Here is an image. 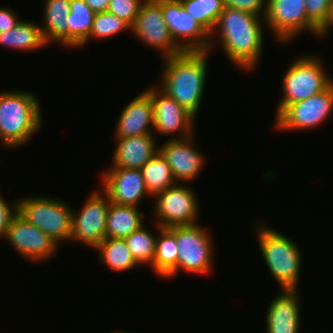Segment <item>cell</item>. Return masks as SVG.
<instances>
[{
	"label": "cell",
	"instance_id": "1f68e13d",
	"mask_svg": "<svg viewBox=\"0 0 333 333\" xmlns=\"http://www.w3.org/2000/svg\"><path fill=\"white\" fill-rule=\"evenodd\" d=\"M308 19L320 30L328 21L332 0H305Z\"/></svg>",
	"mask_w": 333,
	"mask_h": 333
},
{
	"label": "cell",
	"instance_id": "4fadbf2b",
	"mask_svg": "<svg viewBox=\"0 0 333 333\" xmlns=\"http://www.w3.org/2000/svg\"><path fill=\"white\" fill-rule=\"evenodd\" d=\"M22 258L38 264L52 259L59 246L38 227L33 226L17 213L2 237Z\"/></svg>",
	"mask_w": 333,
	"mask_h": 333
},
{
	"label": "cell",
	"instance_id": "6da1fadb",
	"mask_svg": "<svg viewBox=\"0 0 333 333\" xmlns=\"http://www.w3.org/2000/svg\"><path fill=\"white\" fill-rule=\"evenodd\" d=\"M264 18L247 11L225 7L210 34L209 51L219 44L225 57H228L234 66L244 72L254 71L263 54Z\"/></svg>",
	"mask_w": 333,
	"mask_h": 333
},
{
	"label": "cell",
	"instance_id": "d4e9b609",
	"mask_svg": "<svg viewBox=\"0 0 333 333\" xmlns=\"http://www.w3.org/2000/svg\"><path fill=\"white\" fill-rule=\"evenodd\" d=\"M99 262L114 272L135 270L140 266L133 258L125 239L105 238L96 248Z\"/></svg>",
	"mask_w": 333,
	"mask_h": 333
},
{
	"label": "cell",
	"instance_id": "7c38bea8",
	"mask_svg": "<svg viewBox=\"0 0 333 333\" xmlns=\"http://www.w3.org/2000/svg\"><path fill=\"white\" fill-rule=\"evenodd\" d=\"M135 39L159 51L162 58L178 55L183 51L173 41L161 12V1L145 0L135 24L131 28Z\"/></svg>",
	"mask_w": 333,
	"mask_h": 333
},
{
	"label": "cell",
	"instance_id": "ba28073f",
	"mask_svg": "<svg viewBox=\"0 0 333 333\" xmlns=\"http://www.w3.org/2000/svg\"><path fill=\"white\" fill-rule=\"evenodd\" d=\"M264 20L278 43H291L303 32L320 38V30L307 17L305 0H267Z\"/></svg>",
	"mask_w": 333,
	"mask_h": 333
},
{
	"label": "cell",
	"instance_id": "8fae6325",
	"mask_svg": "<svg viewBox=\"0 0 333 333\" xmlns=\"http://www.w3.org/2000/svg\"><path fill=\"white\" fill-rule=\"evenodd\" d=\"M87 197L79 211H72L70 242L83 243L95 250L106 238V220L110 203L101 190H95Z\"/></svg>",
	"mask_w": 333,
	"mask_h": 333
},
{
	"label": "cell",
	"instance_id": "5b68a950",
	"mask_svg": "<svg viewBox=\"0 0 333 333\" xmlns=\"http://www.w3.org/2000/svg\"><path fill=\"white\" fill-rule=\"evenodd\" d=\"M317 56L300 55L287 65L281 82L284 96L277 104L275 118L288 105L316 95L333 83V78Z\"/></svg>",
	"mask_w": 333,
	"mask_h": 333
},
{
	"label": "cell",
	"instance_id": "f1b7e54d",
	"mask_svg": "<svg viewBox=\"0 0 333 333\" xmlns=\"http://www.w3.org/2000/svg\"><path fill=\"white\" fill-rule=\"evenodd\" d=\"M156 233L143 225L139 230L127 236L125 242L133 258L139 265H152L156 249Z\"/></svg>",
	"mask_w": 333,
	"mask_h": 333
},
{
	"label": "cell",
	"instance_id": "4dcf8cb0",
	"mask_svg": "<svg viewBox=\"0 0 333 333\" xmlns=\"http://www.w3.org/2000/svg\"><path fill=\"white\" fill-rule=\"evenodd\" d=\"M145 0H110L107 12L124 20L131 28Z\"/></svg>",
	"mask_w": 333,
	"mask_h": 333
},
{
	"label": "cell",
	"instance_id": "8992f818",
	"mask_svg": "<svg viewBox=\"0 0 333 333\" xmlns=\"http://www.w3.org/2000/svg\"><path fill=\"white\" fill-rule=\"evenodd\" d=\"M18 213L46 233L59 247L70 242L73 208L57 198L34 195L18 198Z\"/></svg>",
	"mask_w": 333,
	"mask_h": 333
},
{
	"label": "cell",
	"instance_id": "52a82bcc",
	"mask_svg": "<svg viewBox=\"0 0 333 333\" xmlns=\"http://www.w3.org/2000/svg\"><path fill=\"white\" fill-rule=\"evenodd\" d=\"M207 230L198 223L175 226V239L179 250L177 274L182 271L186 274L210 275L215 253L212 236Z\"/></svg>",
	"mask_w": 333,
	"mask_h": 333
},
{
	"label": "cell",
	"instance_id": "d6a6232c",
	"mask_svg": "<svg viewBox=\"0 0 333 333\" xmlns=\"http://www.w3.org/2000/svg\"><path fill=\"white\" fill-rule=\"evenodd\" d=\"M225 7L250 12L260 17H265L267 0H224Z\"/></svg>",
	"mask_w": 333,
	"mask_h": 333
},
{
	"label": "cell",
	"instance_id": "277c9868",
	"mask_svg": "<svg viewBox=\"0 0 333 333\" xmlns=\"http://www.w3.org/2000/svg\"><path fill=\"white\" fill-rule=\"evenodd\" d=\"M259 250L266 267L280 289L298 290L302 252L294 240L267 226L262 221L256 224Z\"/></svg>",
	"mask_w": 333,
	"mask_h": 333
},
{
	"label": "cell",
	"instance_id": "ffe728a7",
	"mask_svg": "<svg viewBox=\"0 0 333 333\" xmlns=\"http://www.w3.org/2000/svg\"><path fill=\"white\" fill-rule=\"evenodd\" d=\"M155 134L137 137L115 138L110 168L141 169L143 165L159 152Z\"/></svg>",
	"mask_w": 333,
	"mask_h": 333
},
{
	"label": "cell",
	"instance_id": "3957f363",
	"mask_svg": "<svg viewBox=\"0 0 333 333\" xmlns=\"http://www.w3.org/2000/svg\"><path fill=\"white\" fill-rule=\"evenodd\" d=\"M40 107L38 96L33 92L0 91V143L3 147L18 149L30 141L44 124Z\"/></svg>",
	"mask_w": 333,
	"mask_h": 333
},
{
	"label": "cell",
	"instance_id": "5bb4252c",
	"mask_svg": "<svg viewBox=\"0 0 333 333\" xmlns=\"http://www.w3.org/2000/svg\"><path fill=\"white\" fill-rule=\"evenodd\" d=\"M161 12L173 41L182 51H209L210 34L181 2L161 1Z\"/></svg>",
	"mask_w": 333,
	"mask_h": 333
},
{
	"label": "cell",
	"instance_id": "e575fe53",
	"mask_svg": "<svg viewBox=\"0 0 333 333\" xmlns=\"http://www.w3.org/2000/svg\"><path fill=\"white\" fill-rule=\"evenodd\" d=\"M12 10L3 6L0 8V33L14 28L21 20Z\"/></svg>",
	"mask_w": 333,
	"mask_h": 333
},
{
	"label": "cell",
	"instance_id": "83f0119b",
	"mask_svg": "<svg viewBox=\"0 0 333 333\" xmlns=\"http://www.w3.org/2000/svg\"><path fill=\"white\" fill-rule=\"evenodd\" d=\"M183 8L211 34L221 12L224 0H183Z\"/></svg>",
	"mask_w": 333,
	"mask_h": 333
},
{
	"label": "cell",
	"instance_id": "603a6c76",
	"mask_svg": "<svg viewBox=\"0 0 333 333\" xmlns=\"http://www.w3.org/2000/svg\"><path fill=\"white\" fill-rule=\"evenodd\" d=\"M140 207L109 204L106 220V238L124 239L143 225L145 214Z\"/></svg>",
	"mask_w": 333,
	"mask_h": 333
},
{
	"label": "cell",
	"instance_id": "4316f807",
	"mask_svg": "<svg viewBox=\"0 0 333 333\" xmlns=\"http://www.w3.org/2000/svg\"><path fill=\"white\" fill-rule=\"evenodd\" d=\"M148 193L154 197L177 184L166 159L158 152L141 168Z\"/></svg>",
	"mask_w": 333,
	"mask_h": 333
},
{
	"label": "cell",
	"instance_id": "d6986e66",
	"mask_svg": "<svg viewBox=\"0 0 333 333\" xmlns=\"http://www.w3.org/2000/svg\"><path fill=\"white\" fill-rule=\"evenodd\" d=\"M116 123L115 138L137 137L153 133L154 112L150 86L128 102Z\"/></svg>",
	"mask_w": 333,
	"mask_h": 333
},
{
	"label": "cell",
	"instance_id": "ac0fdd59",
	"mask_svg": "<svg viewBox=\"0 0 333 333\" xmlns=\"http://www.w3.org/2000/svg\"><path fill=\"white\" fill-rule=\"evenodd\" d=\"M270 301L266 314L267 333H300L301 299L300 291L281 289Z\"/></svg>",
	"mask_w": 333,
	"mask_h": 333
},
{
	"label": "cell",
	"instance_id": "f35d334b",
	"mask_svg": "<svg viewBox=\"0 0 333 333\" xmlns=\"http://www.w3.org/2000/svg\"><path fill=\"white\" fill-rule=\"evenodd\" d=\"M158 1H176V2H181L183 0H158Z\"/></svg>",
	"mask_w": 333,
	"mask_h": 333
},
{
	"label": "cell",
	"instance_id": "836d02e7",
	"mask_svg": "<svg viewBox=\"0 0 333 333\" xmlns=\"http://www.w3.org/2000/svg\"><path fill=\"white\" fill-rule=\"evenodd\" d=\"M0 193V239L6 234L12 218L18 213V201L6 202Z\"/></svg>",
	"mask_w": 333,
	"mask_h": 333
},
{
	"label": "cell",
	"instance_id": "8d00e7d4",
	"mask_svg": "<svg viewBox=\"0 0 333 333\" xmlns=\"http://www.w3.org/2000/svg\"><path fill=\"white\" fill-rule=\"evenodd\" d=\"M333 27V0H332V5H331V11H330V16L327 21V23L320 29V38L325 37L326 35L329 34V30L332 29Z\"/></svg>",
	"mask_w": 333,
	"mask_h": 333
},
{
	"label": "cell",
	"instance_id": "2e32d148",
	"mask_svg": "<svg viewBox=\"0 0 333 333\" xmlns=\"http://www.w3.org/2000/svg\"><path fill=\"white\" fill-rule=\"evenodd\" d=\"M101 191L109 203L138 207L143 198L152 197L146 188L141 169L108 168L101 175Z\"/></svg>",
	"mask_w": 333,
	"mask_h": 333
},
{
	"label": "cell",
	"instance_id": "7402d4cb",
	"mask_svg": "<svg viewBox=\"0 0 333 333\" xmlns=\"http://www.w3.org/2000/svg\"><path fill=\"white\" fill-rule=\"evenodd\" d=\"M158 233L156 238V249L151 268L156 276L163 279H171L177 276L178 247L175 239V226L161 228L157 224Z\"/></svg>",
	"mask_w": 333,
	"mask_h": 333
},
{
	"label": "cell",
	"instance_id": "d590c367",
	"mask_svg": "<svg viewBox=\"0 0 333 333\" xmlns=\"http://www.w3.org/2000/svg\"><path fill=\"white\" fill-rule=\"evenodd\" d=\"M95 13L106 12L110 0H83Z\"/></svg>",
	"mask_w": 333,
	"mask_h": 333
},
{
	"label": "cell",
	"instance_id": "484cf974",
	"mask_svg": "<svg viewBox=\"0 0 333 333\" xmlns=\"http://www.w3.org/2000/svg\"><path fill=\"white\" fill-rule=\"evenodd\" d=\"M68 48H77L90 34L95 12L83 0H70Z\"/></svg>",
	"mask_w": 333,
	"mask_h": 333
},
{
	"label": "cell",
	"instance_id": "44dd1931",
	"mask_svg": "<svg viewBox=\"0 0 333 333\" xmlns=\"http://www.w3.org/2000/svg\"><path fill=\"white\" fill-rule=\"evenodd\" d=\"M44 4V19L40 27L45 42L48 46L51 43H58L67 48L70 0H46Z\"/></svg>",
	"mask_w": 333,
	"mask_h": 333
},
{
	"label": "cell",
	"instance_id": "74e56055",
	"mask_svg": "<svg viewBox=\"0 0 333 333\" xmlns=\"http://www.w3.org/2000/svg\"><path fill=\"white\" fill-rule=\"evenodd\" d=\"M107 333H134V332H126V331H118V332H116V331H113V332H107Z\"/></svg>",
	"mask_w": 333,
	"mask_h": 333
},
{
	"label": "cell",
	"instance_id": "9a60e30c",
	"mask_svg": "<svg viewBox=\"0 0 333 333\" xmlns=\"http://www.w3.org/2000/svg\"><path fill=\"white\" fill-rule=\"evenodd\" d=\"M150 98L154 112L153 134L172 135L171 139H184L195 134L196 118L159 86L151 85Z\"/></svg>",
	"mask_w": 333,
	"mask_h": 333
},
{
	"label": "cell",
	"instance_id": "cb8c5ba5",
	"mask_svg": "<svg viewBox=\"0 0 333 333\" xmlns=\"http://www.w3.org/2000/svg\"><path fill=\"white\" fill-rule=\"evenodd\" d=\"M0 45L16 51H34L48 45L42 35L39 23L20 20L18 24L0 33Z\"/></svg>",
	"mask_w": 333,
	"mask_h": 333
},
{
	"label": "cell",
	"instance_id": "e0dca14e",
	"mask_svg": "<svg viewBox=\"0 0 333 333\" xmlns=\"http://www.w3.org/2000/svg\"><path fill=\"white\" fill-rule=\"evenodd\" d=\"M195 134L184 139H171L159 145V152L166 159L176 182L197 178L204 168V154L196 148Z\"/></svg>",
	"mask_w": 333,
	"mask_h": 333
},
{
	"label": "cell",
	"instance_id": "f546056e",
	"mask_svg": "<svg viewBox=\"0 0 333 333\" xmlns=\"http://www.w3.org/2000/svg\"><path fill=\"white\" fill-rule=\"evenodd\" d=\"M130 31L131 27L122 19L118 18L114 14L109 12H98L94 16L92 29L90 31L89 36L77 47L81 49L82 47L91 41L94 40H106L108 38L114 37V35H118L121 32Z\"/></svg>",
	"mask_w": 333,
	"mask_h": 333
},
{
	"label": "cell",
	"instance_id": "7a4b0ae2",
	"mask_svg": "<svg viewBox=\"0 0 333 333\" xmlns=\"http://www.w3.org/2000/svg\"><path fill=\"white\" fill-rule=\"evenodd\" d=\"M210 51H183L163 58L158 86L195 118L204 95Z\"/></svg>",
	"mask_w": 333,
	"mask_h": 333
},
{
	"label": "cell",
	"instance_id": "30bf717a",
	"mask_svg": "<svg viewBox=\"0 0 333 333\" xmlns=\"http://www.w3.org/2000/svg\"><path fill=\"white\" fill-rule=\"evenodd\" d=\"M155 224L161 228L196 224L199 217V201L193 188L177 183L154 197ZM197 219V220H196Z\"/></svg>",
	"mask_w": 333,
	"mask_h": 333
},
{
	"label": "cell",
	"instance_id": "9c48e42d",
	"mask_svg": "<svg viewBox=\"0 0 333 333\" xmlns=\"http://www.w3.org/2000/svg\"><path fill=\"white\" fill-rule=\"evenodd\" d=\"M333 114V83L324 91L288 105L276 118L278 131H307L321 126Z\"/></svg>",
	"mask_w": 333,
	"mask_h": 333
}]
</instances>
